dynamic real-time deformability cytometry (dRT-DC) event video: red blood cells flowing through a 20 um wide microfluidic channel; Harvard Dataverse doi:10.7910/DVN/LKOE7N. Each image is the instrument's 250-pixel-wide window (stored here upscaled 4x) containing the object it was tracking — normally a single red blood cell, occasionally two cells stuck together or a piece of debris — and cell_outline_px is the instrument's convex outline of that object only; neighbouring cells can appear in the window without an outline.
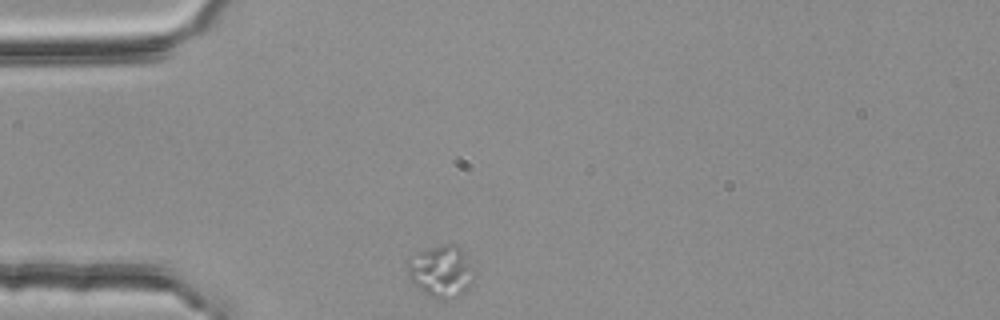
{"species": "common noctule bat (a hibernating species)", "species_latin": "Nyctalus noctula", "temperature_condition": "room temperature", "stored_images_in_passage": 2, "camera_frame_rate_fps": 3000, "um_per_image_px": 0.085, "animal": {"sex": "female", "body_mass_g": 25.1}, "frame": {"image": 1, "passage_image": 1, "time_ms": 0.0, "image_size_px": [1000, 320], "cell_outline_px": [[476, 276], [468, 288], [460, 296], [444, 300], [440, 300], [428, 296], [412, 284], [408, 276], [404, 264], [408, 256], [416, 252], [444, 244], [456, 244], [460, 248], [472, 268]], "centroid_in_image_um": [37.43, 23.08], "position_along_channel_um": 47.6, "area_um2": 20.69}}